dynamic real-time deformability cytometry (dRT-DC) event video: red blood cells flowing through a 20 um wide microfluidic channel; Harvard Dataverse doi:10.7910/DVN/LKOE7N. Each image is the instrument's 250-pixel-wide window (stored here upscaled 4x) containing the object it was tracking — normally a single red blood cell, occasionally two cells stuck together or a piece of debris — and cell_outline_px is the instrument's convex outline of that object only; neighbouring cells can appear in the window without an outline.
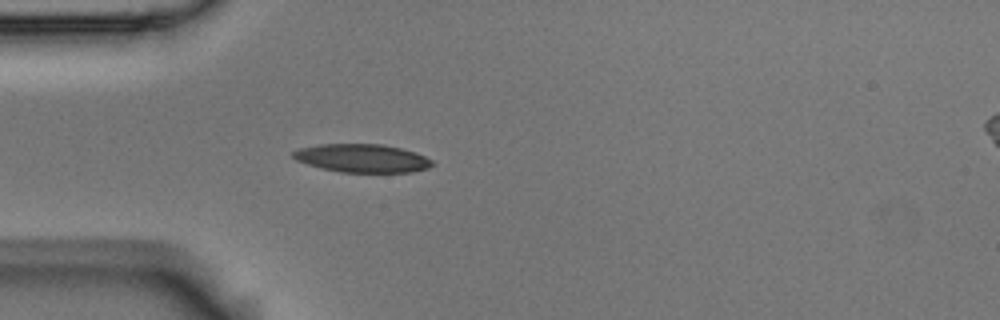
{"species": "Egyptian fruit bat (a non-hibernating species)", "species_latin": "Rousettus aegyptiacus", "temperature_condition": "room temperature", "stored_images_in_passage": 42, "camera_frame_rate_fps": 3000, "um_per_image_px": 0.085, "animal": {"sex": "male"}, "frame": {"image": 1, "passage_image": 1, "time_ms": 0.0, "image_size_px": [1000, 320], "cell_outline_px": [[432, 164], [428, 168], [412, 172], [340, 172], [308, 164], [296, 160], [292, 156], [292, 152], [300, 148], [320, 144], [384, 144], [416, 152], [432, 160]], "centroid_in_image_um": [30.79, 13.44], "position_along_channel_um": 54.2, "area_um2": 22.77}}
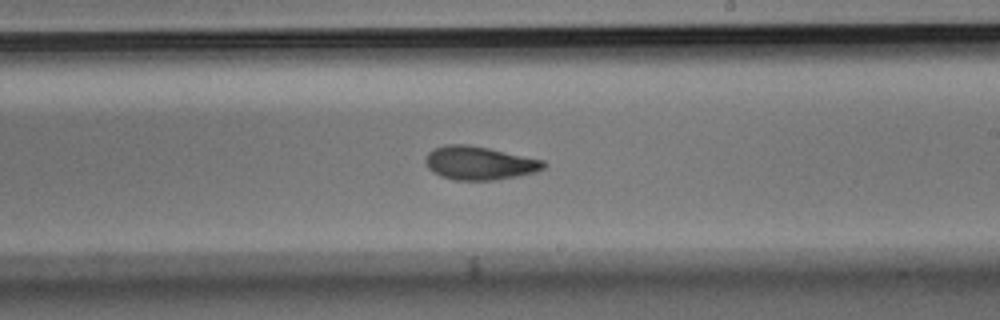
{"frame": {"image": 2, "passage_image": 18, "time_ms": 5.667, "image_size_px": [1000, 320], "cell_outline_px": [[548, 164], [544, 168], [536, 172], [520, 176], [496, 180], [452, 180], [440, 176], [432, 172], [428, 168], [424, 160], [428, 152], [432, 148], [444, 144], [468, 144], [488, 148], [544, 160]], "centroid_in_image_um": [40.73, 13.86], "position_along_channel_um": 248.3, "area_um2": 23.41}}
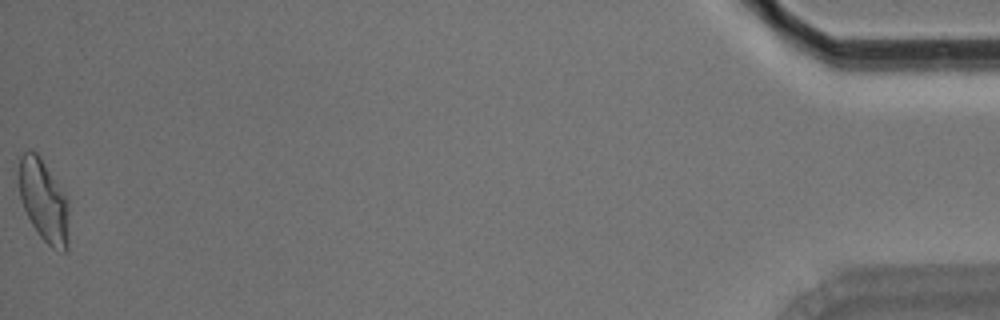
{"frame": {"image": 3, "passage_image": 42, "time_ms": 13.667, "image_size_px": [1000, 320], "cell_outline_px": [[68, 248], [64, 252], [52, 248], [40, 236], [32, 224], [24, 208], [20, 196], [20, 156], [28, 148], [32, 148], [40, 156], [68, 196]], "centroid_in_image_um": [3.75, 17.04], "position_along_channel_um": 431.4, "area_um2": 24.04}, "authors_computed_cell_mechanics": {"area_um2": 22.8599, "velocity_mm_per_s": 3.5242, "shape_relaxation_time_tau1_ms": 6.4969, "shape_relaxation_time_tau2_ms": 2.8178, "deformation_change_tau1": 0.1709, "deformation_change_tau2": 0.0892}}